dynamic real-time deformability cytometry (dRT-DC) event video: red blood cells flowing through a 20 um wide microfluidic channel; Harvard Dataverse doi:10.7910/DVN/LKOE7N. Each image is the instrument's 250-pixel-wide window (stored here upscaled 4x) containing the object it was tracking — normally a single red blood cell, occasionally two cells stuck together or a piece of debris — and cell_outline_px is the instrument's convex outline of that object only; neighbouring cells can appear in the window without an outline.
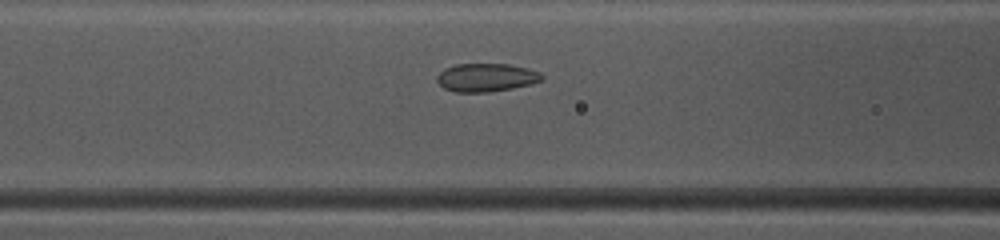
{"species": "common noctule bat (a hibernating species)", "species_latin": "Nyctalus noctula", "temperature_condition": "warm", "stored_images_in_passage": 43, "camera_frame_rate_fps": 3000, "um_per_image_px": 0.085, "animal": {"sex": "female", "body_mass_g": 10.0, "forearm_length_mm": 53.1}, "frame": {"image": 1, "passage_image": 15, "time_ms": 4.667, "image_size_px": [1000, 240], "cell_outline_px": [[544, 80], [512, 88], [488, 92], [456, 92], [444, 88], [436, 80], [436, 76], [444, 68], [456, 64], [508, 64], [528, 68], [540, 72], [544, 76]], "centroid_in_image_um": [41.33, 6.58], "position_along_channel_um": 125.3, "area_um2": 17.28}}
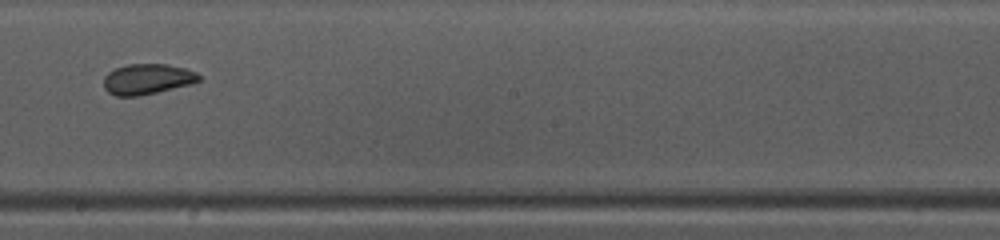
{"frame": {"image": 2, "passage_image": 23, "time_ms": 7.333, "image_size_px": [1000, 240], "cell_outline_px": [[200, 80], [188, 84], [140, 96], [116, 96], [108, 92], [104, 88], [104, 76], [108, 72], [116, 68], [128, 64], [168, 64], [184, 68], [196, 72], [200, 76]], "centroid_in_image_um": [12.48, 6.72], "position_along_channel_um": 235.7, "area_um2": 16.76}}
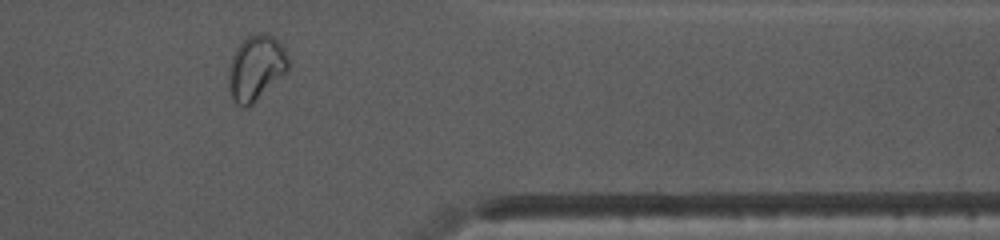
{"frame": {"image": 3, "passage_image": 35, "time_ms": 11.333, "image_size_px": [1000, 240], "cell_outline_px": [[288, 72], [248, 108], [240, 108], [232, 100], [228, 92], [228, 68], [232, 56], [236, 48], [248, 36], [256, 32], [268, 32], [276, 36], [284, 48], [288, 56]], "centroid_in_image_um": [21.75, 5.78], "position_along_channel_um": 389.6, "area_um2": 23.47}}